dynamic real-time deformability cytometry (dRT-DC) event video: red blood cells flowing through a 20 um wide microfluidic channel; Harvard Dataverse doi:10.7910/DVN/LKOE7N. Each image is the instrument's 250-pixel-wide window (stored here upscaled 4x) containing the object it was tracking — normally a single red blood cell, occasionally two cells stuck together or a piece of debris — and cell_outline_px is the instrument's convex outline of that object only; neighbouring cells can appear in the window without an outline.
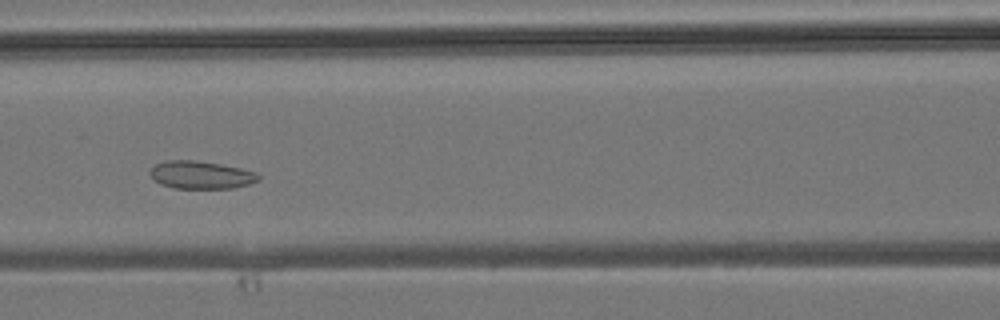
{"species": "common noctule bat (a hibernating species)", "species_latin": "Nyctalus noctula", "temperature_condition": "room temperature", "stored_images_in_passage": 44, "camera_frame_rate_fps": 3000, "um_per_image_px": 0.085, "animal": {"sex": "male", "body_mass_g": 19.2, "forearm_length_mm": 51.8}, "frame": {"image": 1, "passage_image": 17, "time_ms": 5.333, "image_size_px": [1000, 320], "cell_outline_px": [[260, 180], [248, 184], [232, 188], [176, 188], [160, 184], [152, 176], [152, 168], [156, 164], [168, 160], [196, 160], [220, 164], [240, 168], [252, 172], [260, 176]], "centroid_in_image_um": [17.1, 14.87], "position_along_channel_um": 149.5, "area_um2": 17.17}}
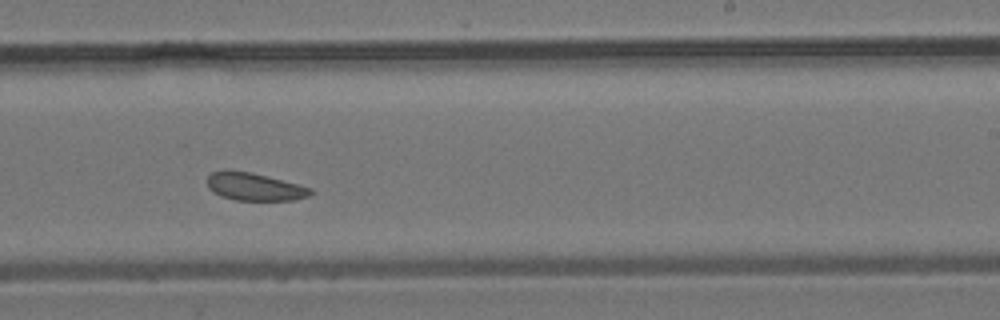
{"frame": {"image": 2, "passage_image": 25, "time_ms": 8.0, "image_size_px": [1000, 320], "cell_outline_px": [[312, 192], [308, 196], [292, 200], [236, 200], [220, 196], [208, 188], [208, 176], [212, 172], [252, 172], [312, 188]], "centroid_in_image_um": [21.65, 15.9], "position_along_channel_um": 267.4, "area_um2": 16.18}}
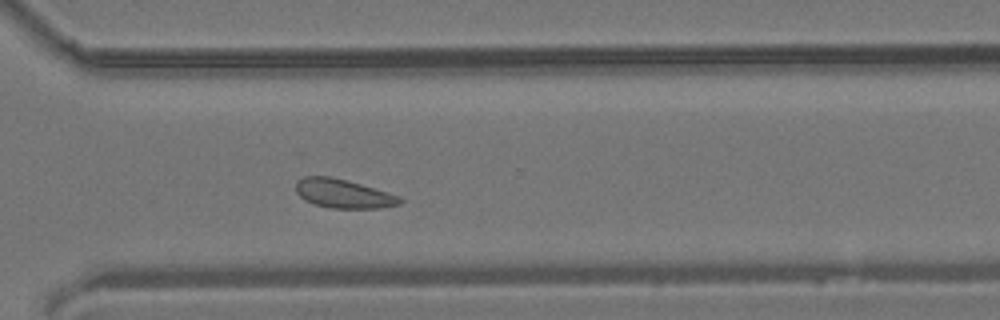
{"frame": {"image": 3, "passage_image": 30, "time_ms": 9.667, "image_size_px": [1000, 320], "cell_outline_px": [[404, 200], [400, 204], [380, 208], [332, 208], [312, 204], [304, 200], [296, 192], [296, 180], [304, 176], [328, 176], [360, 184], [400, 196]], "centroid_in_image_um": [29.15, 16.47], "position_along_channel_um": 341.4, "area_um2": 17.46}}